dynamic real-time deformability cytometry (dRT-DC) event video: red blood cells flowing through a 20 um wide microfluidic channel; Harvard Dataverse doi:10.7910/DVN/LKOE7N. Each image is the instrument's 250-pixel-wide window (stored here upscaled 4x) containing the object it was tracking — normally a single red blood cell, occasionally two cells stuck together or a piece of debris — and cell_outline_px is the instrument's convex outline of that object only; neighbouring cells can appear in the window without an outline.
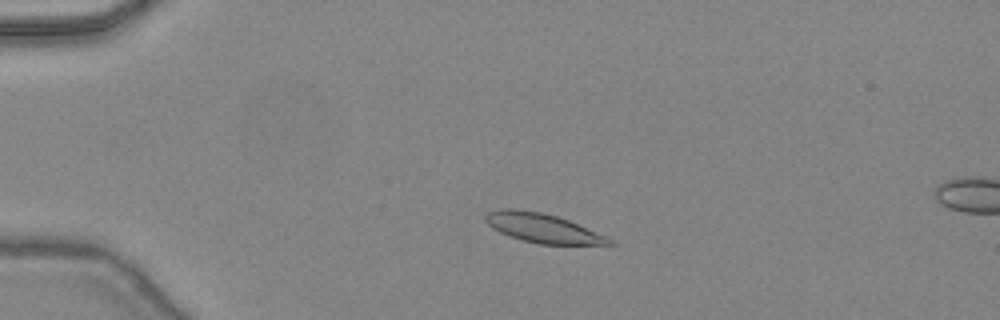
{"species": "common noctule bat (a hibernating species)", "species_latin": "Nyctalus noctula", "temperature_condition": "warm", "stored_images_in_passage": 5, "camera_frame_rate_fps": 3000, "um_per_image_px": 0.085, "animal": {"sex": "female", "body_mass_g": 24.6, "forearm_length_mm": 56.2}, "frame": {"image": 1, "passage_image": 1, "time_ms": 0.0, "image_size_px": [1000, 320], "cell_outline_px": [[616, 244], [540, 244], [524, 240], [500, 232], [492, 228], [484, 220], [484, 216], [488, 212], [500, 208], [516, 208], [540, 212], [556, 216], [568, 220], [608, 236], [616, 240]], "centroid_in_image_um": [46.15, 19.37], "position_along_channel_um": 38.9, "area_um2": 20.98}}